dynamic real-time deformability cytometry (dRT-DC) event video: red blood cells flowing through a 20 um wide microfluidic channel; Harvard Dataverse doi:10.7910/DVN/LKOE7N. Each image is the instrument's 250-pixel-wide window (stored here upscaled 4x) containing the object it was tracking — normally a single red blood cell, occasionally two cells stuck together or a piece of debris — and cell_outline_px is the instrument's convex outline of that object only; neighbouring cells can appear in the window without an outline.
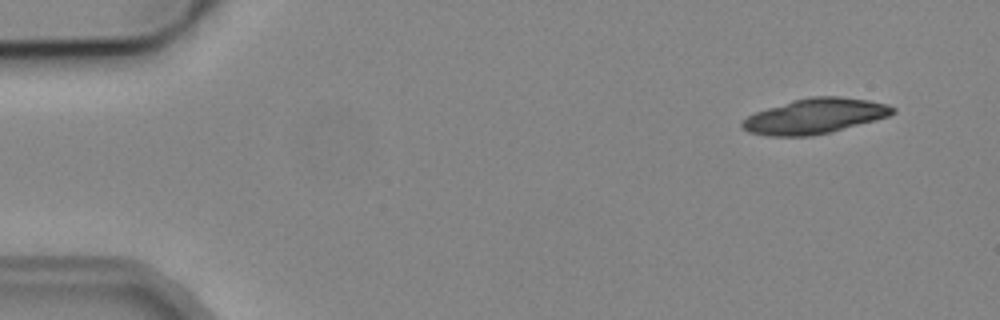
{"species": "common noctule bat (a hibernating species)", "species_latin": "Nyctalus noctula", "temperature_condition": "cold", "stored_images_in_passage": 4, "camera_frame_rate_fps": 3000, "um_per_image_px": 0.085, "animal": {"sex": "male", "body_mass_g": 19.2, "forearm_length_mm": 51.8}, "frame": {"image": 1, "passage_image": 1, "time_ms": 0.0, "image_size_px": [1000, 320], "cell_outline_px": [[896, 112], [888, 116], [876, 120], [812, 136], [768, 136], [748, 132], [740, 124], [748, 116], [756, 112], [792, 100], [812, 96], [840, 96], [868, 100], [888, 104], [896, 108]], "centroid_in_image_um": [69.28, 9.86], "position_along_channel_um": 15.7, "area_um2": 30.63}}